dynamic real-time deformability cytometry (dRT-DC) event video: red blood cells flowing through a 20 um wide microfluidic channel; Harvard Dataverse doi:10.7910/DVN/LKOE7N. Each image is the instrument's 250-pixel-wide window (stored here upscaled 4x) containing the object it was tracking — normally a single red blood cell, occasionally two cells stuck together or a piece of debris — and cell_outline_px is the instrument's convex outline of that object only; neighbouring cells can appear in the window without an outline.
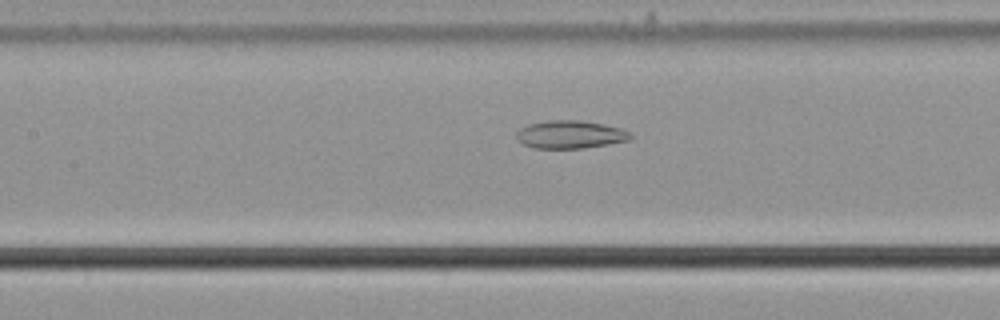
{"species": "common noctule bat (a hibernating species)", "species_latin": "Nyctalus noctula", "temperature_condition": "cold", "stored_images_in_passage": 14, "camera_frame_rate_fps": 3000, "um_per_image_px": 0.085, "animal": {"sex": "male", "body_mass_g": 21.5, "forearm_length_mm": 52.0}, "frame": {"image": 1, "passage_image": 12, "time_ms": 3.667, "image_size_px": [1000, 320], "cell_outline_px": [[632, 136], [628, 140], [608, 144], [584, 148], [532, 148], [516, 140], [516, 132], [520, 128], [528, 124], [548, 120], [580, 120], [604, 124], [624, 128]], "centroid_in_image_um": [48.44, 11.42], "position_along_channel_um": 159.0, "area_um2": 18.67}}